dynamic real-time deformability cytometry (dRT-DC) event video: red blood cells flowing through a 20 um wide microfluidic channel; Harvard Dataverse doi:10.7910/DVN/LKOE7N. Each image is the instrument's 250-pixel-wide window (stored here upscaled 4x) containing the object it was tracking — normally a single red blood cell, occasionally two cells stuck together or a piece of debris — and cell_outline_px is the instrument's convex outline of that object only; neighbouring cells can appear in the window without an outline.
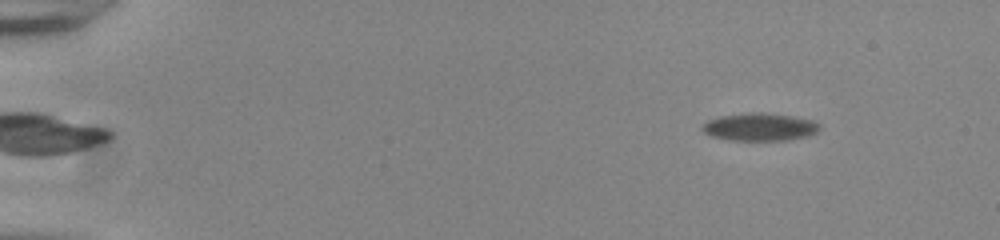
{"species": "common noctule bat (a hibernating species)", "species_latin": "Nyctalus noctula", "temperature_condition": "room temperature", "stored_images_in_passage": 14, "camera_frame_rate_fps": 3000, "um_per_image_px": 0.085, "animal": {"sex": "male", "body_mass_g": 20.0, "forearm_length_mm": 53.3}, "frame": {"image": 1, "passage_image": 7, "time_ms": 2.0, "image_size_px": [1000, 240], "cell_outline_px": [[820, 128], [816, 132], [808, 136], [784, 140], [732, 140], [712, 136], [704, 132], [700, 128], [708, 120], [720, 116], [760, 112], [788, 116], [812, 120], [820, 124]], "centroid_in_image_um": [64.57, 10.8], "position_along_channel_um": 20.4, "area_um2": 18.55}}